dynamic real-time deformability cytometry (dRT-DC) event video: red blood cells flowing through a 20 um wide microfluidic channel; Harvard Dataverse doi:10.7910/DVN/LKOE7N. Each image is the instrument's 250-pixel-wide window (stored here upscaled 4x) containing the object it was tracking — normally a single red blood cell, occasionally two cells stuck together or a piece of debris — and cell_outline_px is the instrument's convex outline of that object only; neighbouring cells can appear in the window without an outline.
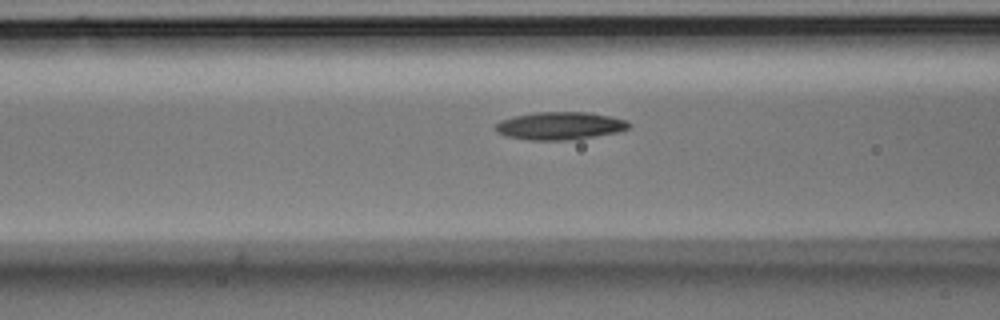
{"species": "Egyptian fruit bat (a non-hibernating species)", "species_latin": "Rousettus aegyptiacus", "temperature_condition": "room temperature", "stored_images_in_passage": 20, "camera_frame_rate_fps": 3000, "um_per_image_px": 0.085, "animal": {"sex": "male"}, "frame": {"image": 1, "passage_image": 18, "time_ms": 5.667, "image_size_px": [1000, 320], "cell_outline_px": [[632, 124], [628, 128], [616, 132], [596, 136], [564, 140], [532, 140], [508, 136], [500, 132], [492, 124], [500, 120], [512, 116], [536, 112], [588, 112], [608, 116], [624, 120]], "centroid_in_image_um": [47.56, 10.68], "position_along_channel_um": 119.0, "area_um2": 21.33}}